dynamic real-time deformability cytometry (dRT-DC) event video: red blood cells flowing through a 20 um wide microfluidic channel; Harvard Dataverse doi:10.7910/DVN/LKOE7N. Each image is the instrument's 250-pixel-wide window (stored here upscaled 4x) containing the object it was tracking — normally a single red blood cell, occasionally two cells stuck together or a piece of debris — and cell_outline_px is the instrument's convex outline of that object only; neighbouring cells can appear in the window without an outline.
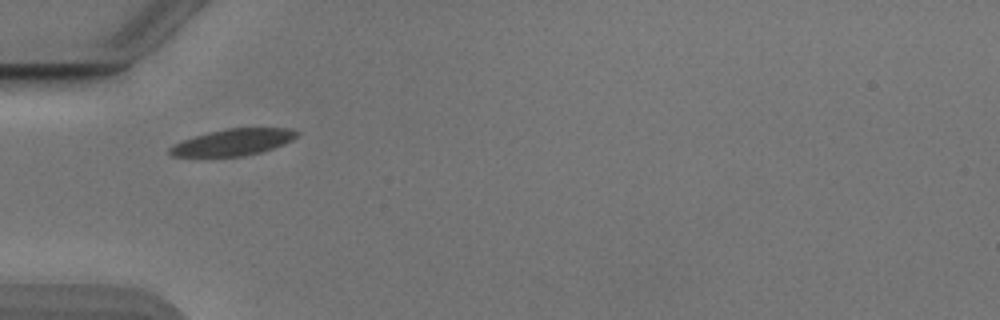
{"species": "Egyptian fruit bat (a non-hibernating species)", "species_latin": "Rousettus aegyptiacus", "temperature_condition": "cold", "stored_images_in_passage": 14, "camera_frame_rate_fps": 3000, "um_per_image_px": 0.085, "animal": {"sex": "male"}, "frame": {"image": 1, "passage_image": 1, "time_ms": 0.0, "image_size_px": [1000, 320], "cell_outline_px": [[300, 132], [292, 140], [284, 144], [260, 152], [240, 156], [172, 156], [168, 152], [168, 148], [172, 144], [208, 132], [228, 128], [292, 128]], "centroid_in_image_um": [19.81, 12.08], "position_along_channel_um": 65.2, "area_um2": 19.48}}
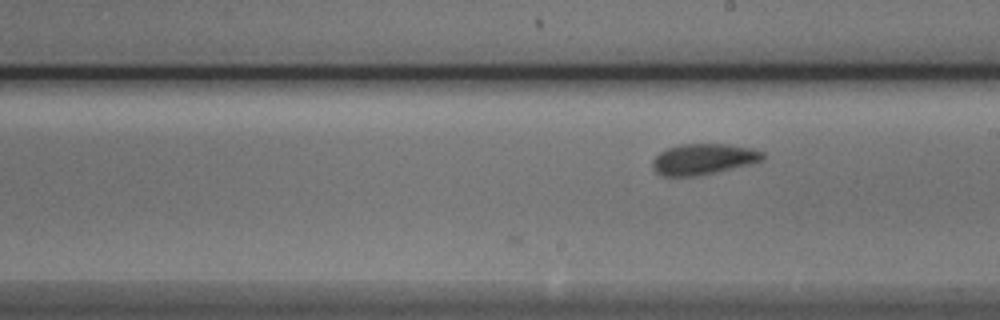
{"frame": {"image": 2, "passage_image": 14, "time_ms": 4.333, "image_size_px": [1000, 320], "cell_outline_px": [[764, 160], [752, 164], [716, 172], [696, 176], [660, 176], [652, 168], [652, 160], [660, 152], [668, 148], [680, 144], [728, 144], [752, 148], [764, 152]], "centroid_in_image_um": [59.8, 13.53], "position_along_channel_um": 229.2, "area_um2": 20.0}}